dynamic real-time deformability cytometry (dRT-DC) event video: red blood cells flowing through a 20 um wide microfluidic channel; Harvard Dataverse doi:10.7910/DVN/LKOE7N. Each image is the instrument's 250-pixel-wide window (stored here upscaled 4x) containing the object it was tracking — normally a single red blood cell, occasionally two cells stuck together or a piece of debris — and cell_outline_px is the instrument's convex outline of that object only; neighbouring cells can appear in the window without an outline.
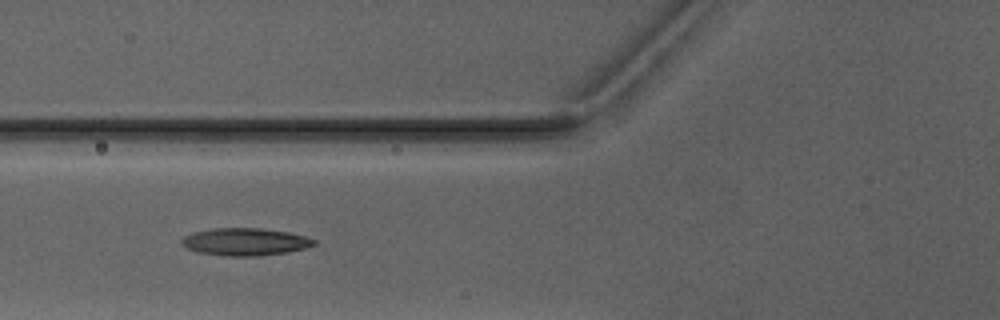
{"species": "Egyptian fruit bat (a non-hibernating species)", "species_latin": "Rousettus aegyptiacus", "temperature_condition": "warm", "stored_images_in_passage": 4, "camera_frame_rate_fps": 3000, "um_per_image_px": 0.085, "animal": {"sex": "male"}, "frame": {"image": 1, "passage_image": 3, "time_ms": 2.333, "image_size_px": [1000, 320], "cell_outline_px": [[316, 244], [304, 248], [288, 252], [256, 256], [228, 256], [196, 252], [180, 244], [180, 240], [184, 236], [192, 232], [212, 228], [260, 228], [288, 232], [304, 236], [316, 240]], "centroid_in_image_um": [20.79, 20.55], "position_along_channel_um": 105.0, "area_um2": 21.21}}
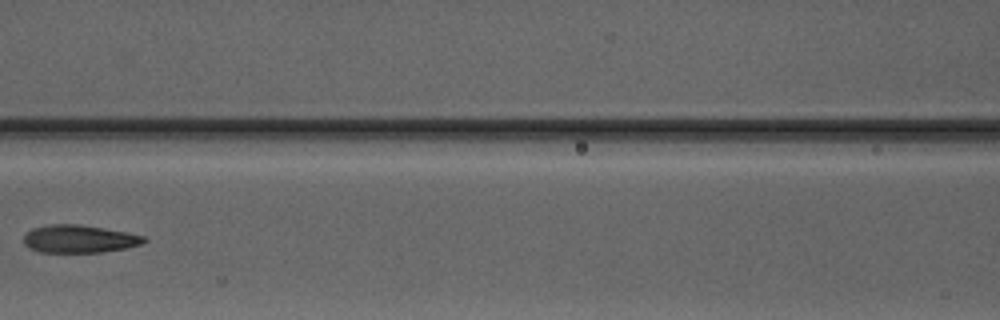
{"frame": {"image": 2, "passage_image": 4, "time_ms": 3.667, "image_size_px": [1000, 320], "cell_outline_px": [[148, 240], [140, 244], [124, 248], [100, 252], [40, 252], [28, 248], [24, 244], [24, 236], [32, 228], [48, 224], [80, 224], [128, 232], [144, 236]], "centroid_in_image_um": [6.71, 20.3], "position_along_channel_um": 159.9, "area_um2": 19.48}}